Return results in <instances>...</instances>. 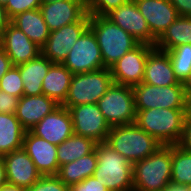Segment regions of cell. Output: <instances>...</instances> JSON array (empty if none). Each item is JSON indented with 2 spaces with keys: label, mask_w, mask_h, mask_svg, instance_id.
Masks as SVG:
<instances>
[{
  "label": "cell",
  "mask_w": 191,
  "mask_h": 191,
  "mask_svg": "<svg viewBox=\"0 0 191 191\" xmlns=\"http://www.w3.org/2000/svg\"><path fill=\"white\" fill-rule=\"evenodd\" d=\"M142 82L153 86L183 85L174 75L168 52L156 47L149 52Z\"/></svg>",
  "instance_id": "20"
},
{
  "label": "cell",
  "mask_w": 191,
  "mask_h": 191,
  "mask_svg": "<svg viewBox=\"0 0 191 191\" xmlns=\"http://www.w3.org/2000/svg\"><path fill=\"white\" fill-rule=\"evenodd\" d=\"M183 44H191V17L188 16H178L156 40L154 47L168 51Z\"/></svg>",
  "instance_id": "27"
},
{
  "label": "cell",
  "mask_w": 191,
  "mask_h": 191,
  "mask_svg": "<svg viewBox=\"0 0 191 191\" xmlns=\"http://www.w3.org/2000/svg\"><path fill=\"white\" fill-rule=\"evenodd\" d=\"M167 52L173 65L175 77L183 83L191 74V44L179 45Z\"/></svg>",
  "instance_id": "30"
},
{
  "label": "cell",
  "mask_w": 191,
  "mask_h": 191,
  "mask_svg": "<svg viewBox=\"0 0 191 191\" xmlns=\"http://www.w3.org/2000/svg\"><path fill=\"white\" fill-rule=\"evenodd\" d=\"M8 0H0V4L5 6L7 4Z\"/></svg>",
  "instance_id": "46"
},
{
  "label": "cell",
  "mask_w": 191,
  "mask_h": 191,
  "mask_svg": "<svg viewBox=\"0 0 191 191\" xmlns=\"http://www.w3.org/2000/svg\"><path fill=\"white\" fill-rule=\"evenodd\" d=\"M0 191H26V189L17 185L6 183L0 187Z\"/></svg>",
  "instance_id": "44"
},
{
  "label": "cell",
  "mask_w": 191,
  "mask_h": 191,
  "mask_svg": "<svg viewBox=\"0 0 191 191\" xmlns=\"http://www.w3.org/2000/svg\"><path fill=\"white\" fill-rule=\"evenodd\" d=\"M22 148L33 160L36 169L42 176L58 174L60 167L56 145L34 135L29 130L25 132Z\"/></svg>",
  "instance_id": "17"
},
{
  "label": "cell",
  "mask_w": 191,
  "mask_h": 191,
  "mask_svg": "<svg viewBox=\"0 0 191 191\" xmlns=\"http://www.w3.org/2000/svg\"><path fill=\"white\" fill-rule=\"evenodd\" d=\"M153 48L154 46L139 43L115 62L110 67L113 82L130 87L142 83L146 60Z\"/></svg>",
  "instance_id": "11"
},
{
  "label": "cell",
  "mask_w": 191,
  "mask_h": 191,
  "mask_svg": "<svg viewBox=\"0 0 191 191\" xmlns=\"http://www.w3.org/2000/svg\"><path fill=\"white\" fill-rule=\"evenodd\" d=\"M145 18L151 34L158 39L178 18L176 8L169 0H134Z\"/></svg>",
  "instance_id": "19"
},
{
  "label": "cell",
  "mask_w": 191,
  "mask_h": 191,
  "mask_svg": "<svg viewBox=\"0 0 191 191\" xmlns=\"http://www.w3.org/2000/svg\"><path fill=\"white\" fill-rule=\"evenodd\" d=\"M105 17L131 34L139 43L155 46L157 39L151 34L134 0H128L118 8L112 9Z\"/></svg>",
  "instance_id": "13"
},
{
  "label": "cell",
  "mask_w": 191,
  "mask_h": 191,
  "mask_svg": "<svg viewBox=\"0 0 191 191\" xmlns=\"http://www.w3.org/2000/svg\"><path fill=\"white\" fill-rule=\"evenodd\" d=\"M12 62L6 52L0 47V80L12 67Z\"/></svg>",
  "instance_id": "39"
},
{
  "label": "cell",
  "mask_w": 191,
  "mask_h": 191,
  "mask_svg": "<svg viewBox=\"0 0 191 191\" xmlns=\"http://www.w3.org/2000/svg\"><path fill=\"white\" fill-rule=\"evenodd\" d=\"M66 108L70 112L75 134L91 138L96 143L106 142L111 127L106 122L97 103Z\"/></svg>",
  "instance_id": "10"
},
{
  "label": "cell",
  "mask_w": 191,
  "mask_h": 191,
  "mask_svg": "<svg viewBox=\"0 0 191 191\" xmlns=\"http://www.w3.org/2000/svg\"><path fill=\"white\" fill-rule=\"evenodd\" d=\"M89 28V14L79 22H75L60 29L50 31L41 53L52 63H63L78 38Z\"/></svg>",
  "instance_id": "12"
},
{
  "label": "cell",
  "mask_w": 191,
  "mask_h": 191,
  "mask_svg": "<svg viewBox=\"0 0 191 191\" xmlns=\"http://www.w3.org/2000/svg\"><path fill=\"white\" fill-rule=\"evenodd\" d=\"M53 64L47 57L40 53L36 58L17 65L23 81V95L32 96L43 94L42 81Z\"/></svg>",
  "instance_id": "22"
},
{
  "label": "cell",
  "mask_w": 191,
  "mask_h": 191,
  "mask_svg": "<svg viewBox=\"0 0 191 191\" xmlns=\"http://www.w3.org/2000/svg\"><path fill=\"white\" fill-rule=\"evenodd\" d=\"M0 47L9 56L13 66L26 63L41 53V48L11 22L3 30Z\"/></svg>",
  "instance_id": "16"
},
{
  "label": "cell",
  "mask_w": 191,
  "mask_h": 191,
  "mask_svg": "<svg viewBox=\"0 0 191 191\" xmlns=\"http://www.w3.org/2000/svg\"><path fill=\"white\" fill-rule=\"evenodd\" d=\"M10 22L19 30L23 31L40 48L45 45L50 30L39 8L19 13Z\"/></svg>",
  "instance_id": "23"
},
{
  "label": "cell",
  "mask_w": 191,
  "mask_h": 191,
  "mask_svg": "<svg viewBox=\"0 0 191 191\" xmlns=\"http://www.w3.org/2000/svg\"><path fill=\"white\" fill-rule=\"evenodd\" d=\"M190 111L170 108L136 110L135 124L162 145H178Z\"/></svg>",
  "instance_id": "1"
},
{
  "label": "cell",
  "mask_w": 191,
  "mask_h": 191,
  "mask_svg": "<svg viewBox=\"0 0 191 191\" xmlns=\"http://www.w3.org/2000/svg\"><path fill=\"white\" fill-rule=\"evenodd\" d=\"M70 189L72 191H109L97 180V178L93 176L88 177L80 183L73 185Z\"/></svg>",
  "instance_id": "36"
},
{
  "label": "cell",
  "mask_w": 191,
  "mask_h": 191,
  "mask_svg": "<svg viewBox=\"0 0 191 191\" xmlns=\"http://www.w3.org/2000/svg\"><path fill=\"white\" fill-rule=\"evenodd\" d=\"M96 166L97 153L95 148L90 154L60 166L57 176L65 185L71 188L73 185L93 176Z\"/></svg>",
  "instance_id": "25"
},
{
  "label": "cell",
  "mask_w": 191,
  "mask_h": 191,
  "mask_svg": "<svg viewBox=\"0 0 191 191\" xmlns=\"http://www.w3.org/2000/svg\"><path fill=\"white\" fill-rule=\"evenodd\" d=\"M179 16L191 17V0H169Z\"/></svg>",
  "instance_id": "38"
},
{
  "label": "cell",
  "mask_w": 191,
  "mask_h": 191,
  "mask_svg": "<svg viewBox=\"0 0 191 191\" xmlns=\"http://www.w3.org/2000/svg\"><path fill=\"white\" fill-rule=\"evenodd\" d=\"M41 4V0H8L4 8L8 18L11 20L19 13L38 9Z\"/></svg>",
  "instance_id": "34"
},
{
  "label": "cell",
  "mask_w": 191,
  "mask_h": 191,
  "mask_svg": "<svg viewBox=\"0 0 191 191\" xmlns=\"http://www.w3.org/2000/svg\"><path fill=\"white\" fill-rule=\"evenodd\" d=\"M96 153L93 177L109 191H133V164L106 142L96 144Z\"/></svg>",
  "instance_id": "2"
},
{
  "label": "cell",
  "mask_w": 191,
  "mask_h": 191,
  "mask_svg": "<svg viewBox=\"0 0 191 191\" xmlns=\"http://www.w3.org/2000/svg\"><path fill=\"white\" fill-rule=\"evenodd\" d=\"M70 187L65 185L57 175L41 176L26 191H69Z\"/></svg>",
  "instance_id": "32"
},
{
  "label": "cell",
  "mask_w": 191,
  "mask_h": 191,
  "mask_svg": "<svg viewBox=\"0 0 191 191\" xmlns=\"http://www.w3.org/2000/svg\"><path fill=\"white\" fill-rule=\"evenodd\" d=\"M106 143L132 164L145 159L162 146L135 123L111 127Z\"/></svg>",
  "instance_id": "5"
},
{
  "label": "cell",
  "mask_w": 191,
  "mask_h": 191,
  "mask_svg": "<svg viewBox=\"0 0 191 191\" xmlns=\"http://www.w3.org/2000/svg\"><path fill=\"white\" fill-rule=\"evenodd\" d=\"M2 157L5 163L7 183L27 189L41 178L42 175L23 148Z\"/></svg>",
  "instance_id": "18"
},
{
  "label": "cell",
  "mask_w": 191,
  "mask_h": 191,
  "mask_svg": "<svg viewBox=\"0 0 191 191\" xmlns=\"http://www.w3.org/2000/svg\"><path fill=\"white\" fill-rule=\"evenodd\" d=\"M25 132L15 113H0V156L22 148Z\"/></svg>",
  "instance_id": "26"
},
{
  "label": "cell",
  "mask_w": 191,
  "mask_h": 191,
  "mask_svg": "<svg viewBox=\"0 0 191 191\" xmlns=\"http://www.w3.org/2000/svg\"><path fill=\"white\" fill-rule=\"evenodd\" d=\"M171 181L191 185V153L179 145H172Z\"/></svg>",
  "instance_id": "29"
},
{
  "label": "cell",
  "mask_w": 191,
  "mask_h": 191,
  "mask_svg": "<svg viewBox=\"0 0 191 191\" xmlns=\"http://www.w3.org/2000/svg\"><path fill=\"white\" fill-rule=\"evenodd\" d=\"M61 0H41V3H49V2H56Z\"/></svg>",
  "instance_id": "45"
},
{
  "label": "cell",
  "mask_w": 191,
  "mask_h": 191,
  "mask_svg": "<svg viewBox=\"0 0 191 191\" xmlns=\"http://www.w3.org/2000/svg\"><path fill=\"white\" fill-rule=\"evenodd\" d=\"M39 10L50 31L79 22L87 14L85 0L42 3Z\"/></svg>",
  "instance_id": "15"
},
{
  "label": "cell",
  "mask_w": 191,
  "mask_h": 191,
  "mask_svg": "<svg viewBox=\"0 0 191 191\" xmlns=\"http://www.w3.org/2000/svg\"><path fill=\"white\" fill-rule=\"evenodd\" d=\"M178 145L185 151L191 153V111L186 116L183 134Z\"/></svg>",
  "instance_id": "37"
},
{
  "label": "cell",
  "mask_w": 191,
  "mask_h": 191,
  "mask_svg": "<svg viewBox=\"0 0 191 191\" xmlns=\"http://www.w3.org/2000/svg\"><path fill=\"white\" fill-rule=\"evenodd\" d=\"M96 144L91 138L74 133L57 146L59 167L90 154L95 150Z\"/></svg>",
  "instance_id": "28"
},
{
  "label": "cell",
  "mask_w": 191,
  "mask_h": 191,
  "mask_svg": "<svg viewBox=\"0 0 191 191\" xmlns=\"http://www.w3.org/2000/svg\"><path fill=\"white\" fill-rule=\"evenodd\" d=\"M163 191H189V188L188 185L177 184L170 181Z\"/></svg>",
  "instance_id": "42"
},
{
  "label": "cell",
  "mask_w": 191,
  "mask_h": 191,
  "mask_svg": "<svg viewBox=\"0 0 191 191\" xmlns=\"http://www.w3.org/2000/svg\"><path fill=\"white\" fill-rule=\"evenodd\" d=\"M97 104L110 127L135 123L136 110L132 87L113 82Z\"/></svg>",
  "instance_id": "7"
},
{
  "label": "cell",
  "mask_w": 191,
  "mask_h": 191,
  "mask_svg": "<svg viewBox=\"0 0 191 191\" xmlns=\"http://www.w3.org/2000/svg\"><path fill=\"white\" fill-rule=\"evenodd\" d=\"M172 145L133 164V191H163L171 181Z\"/></svg>",
  "instance_id": "3"
},
{
  "label": "cell",
  "mask_w": 191,
  "mask_h": 191,
  "mask_svg": "<svg viewBox=\"0 0 191 191\" xmlns=\"http://www.w3.org/2000/svg\"><path fill=\"white\" fill-rule=\"evenodd\" d=\"M0 91L19 98L23 96V81L17 66H12L1 78Z\"/></svg>",
  "instance_id": "31"
},
{
  "label": "cell",
  "mask_w": 191,
  "mask_h": 191,
  "mask_svg": "<svg viewBox=\"0 0 191 191\" xmlns=\"http://www.w3.org/2000/svg\"><path fill=\"white\" fill-rule=\"evenodd\" d=\"M89 28L96 36L103 64L110 68L139 42L105 16L89 15Z\"/></svg>",
  "instance_id": "4"
},
{
  "label": "cell",
  "mask_w": 191,
  "mask_h": 191,
  "mask_svg": "<svg viewBox=\"0 0 191 191\" xmlns=\"http://www.w3.org/2000/svg\"><path fill=\"white\" fill-rule=\"evenodd\" d=\"M128 0H85L89 15L105 16L112 9L118 8Z\"/></svg>",
  "instance_id": "33"
},
{
  "label": "cell",
  "mask_w": 191,
  "mask_h": 191,
  "mask_svg": "<svg viewBox=\"0 0 191 191\" xmlns=\"http://www.w3.org/2000/svg\"><path fill=\"white\" fill-rule=\"evenodd\" d=\"M19 97L0 91V113L14 114L16 112Z\"/></svg>",
  "instance_id": "35"
},
{
  "label": "cell",
  "mask_w": 191,
  "mask_h": 191,
  "mask_svg": "<svg viewBox=\"0 0 191 191\" xmlns=\"http://www.w3.org/2000/svg\"><path fill=\"white\" fill-rule=\"evenodd\" d=\"M58 106V103L44 94L23 95L19 99L15 115L22 127L29 131Z\"/></svg>",
  "instance_id": "21"
},
{
  "label": "cell",
  "mask_w": 191,
  "mask_h": 191,
  "mask_svg": "<svg viewBox=\"0 0 191 191\" xmlns=\"http://www.w3.org/2000/svg\"><path fill=\"white\" fill-rule=\"evenodd\" d=\"M112 84L113 78L110 68L73 74L67 97L62 105L72 107L96 104Z\"/></svg>",
  "instance_id": "6"
},
{
  "label": "cell",
  "mask_w": 191,
  "mask_h": 191,
  "mask_svg": "<svg viewBox=\"0 0 191 191\" xmlns=\"http://www.w3.org/2000/svg\"><path fill=\"white\" fill-rule=\"evenodd\" d=\"M62 64L72 74L93 72L106 68L96 36L90 28L78 38Z\"/></svg>",
  "instance_id": "9"
},
{
  "label": "cell",
  "mask_w": 191,
  "mask_h": 191,
  "mask_svg": "<svg viewBox=\"0 0 191 191\" xmlns=\"http://www.w3.org/2000/svg\"><path fill=\"white\" fill-rule=\"evenodd\" d=\"M7 183L6 180V170H5V163L3 157L0 156V187Z\"/></svg>",
  "instance_id": "43"
},
{
  "label": "cell",
  "mask_w": 191,
  "mask_h": 191,
  "mask_svg": "<svg viewBox=\"0 0 191 191\" xmlns=\"http://www.w3.org/2000/svg\"><path fill=\"white\" fill-rule=\"evenodd\" d=\"M183 86H184V94H185L186 101L189 107L191 108V74L183 82Z\"/></svg>",
  "instance_id": "41"
},
{
  "label": "cell",
  "mask_w": 191,
  "mask_h": 191,
  "mask_svg": "<svg viewBox=\"0 0 191 191\" xmlns=\"http://www.w3.org/2000/svg\"><path fill=\"white\" fill-rule=\"evenodd\" d=\"M30 131L34 135L58 146L74 134L69 110L63 105H59L30 129Z\"/></svg>",
  "instance_id": "14"
},
{
  "label": "cell",
  "mask_w": 191,
  "mask_h": 191,
  "mask_svg": "<svg viewBox=\"0 0 191 191\" xmlns=\"http://www.w3.org/2000/svg\"><path fill=\"white\" fill-rule=\"evenodd\" d=\"M10 23V19L8 18L5 8L3 5L0 4V37L3 33V30L7 27Z\"/></svg>",
  "instance_id": "40"
},
{
  "label": "cell",
  "mask_w": 191,
  "mask_h": 191,
  "mask_svg": "<svg viewBox=\"0 0 191 191\" xmlns=\"http://www.w3.org/2000/svg\"><path fill=\"white\" fill-rule=\"evenodd\" d=\"M135 110L152 108L191 109L186 101L183 85L153 86L140 83L132 87Z\"/></svg>",
  "instance_id": "8"
},
{
  "label": "cell",
  "mask_w": 191,
  "mask_h": 191,
  "mask_svg": "<svg viewBox=\"0 0 191 191\" xmlns=\"http://www.w3.org/2000/svg\"><path fill=\"white\" fill-rule=\"evenodd\" d=\"M73 74L61 63H54L42 81L43 94L62 105L67 97Z\"/></svg>",
  "instance_id": "24"
}]
</instances>
